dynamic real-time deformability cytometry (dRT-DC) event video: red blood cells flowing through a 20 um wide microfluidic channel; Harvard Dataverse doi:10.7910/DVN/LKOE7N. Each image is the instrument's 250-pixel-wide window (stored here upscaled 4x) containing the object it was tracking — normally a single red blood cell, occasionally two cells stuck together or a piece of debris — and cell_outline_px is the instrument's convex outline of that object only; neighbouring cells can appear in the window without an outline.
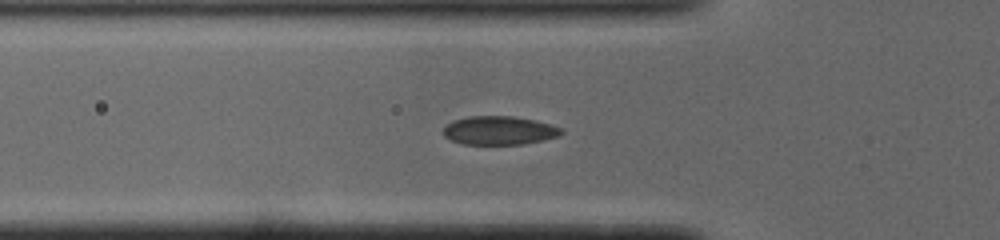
{"species": "common noctule bat (a hibernating species)", "species_latin": "Nyctalus noctula", "temperature_condition": "cold", "stored_images_in_passage": 46, "camera_frame_rate_fps": 3000, "um_per_image_px": 0.085, "animal": {"sex": "male", "body_mass_g": 19.0, "forearm_length_mm": 50.8}, "frame": {"image": 1, "passage_image": 16, "time_ms": 5.0, "image_size_px": [1000, 240], "cell_outline_px": [[564, 132], [560, 136], [544, 140], [524, 144], [464, 144], [452, 140], [444, 136], [440, 132], [448, 124], [456, 120], [468, 116], [512, 116], [532, 120], [564, 128]], "centroid_in_image_um": [42.45, 11.1], "position_along_channel_um": 83.3, "area_um2": 19.65}}
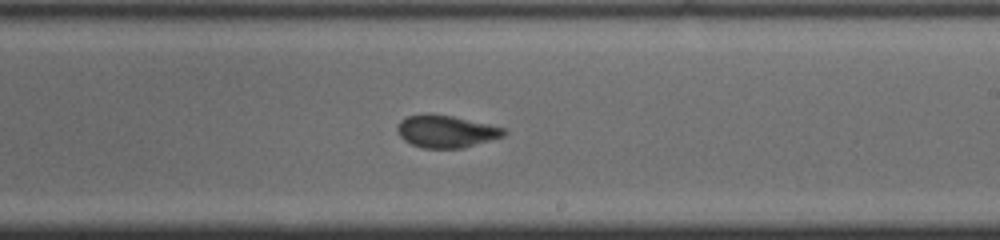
{"frame": {"image": 2, "passage_image": 29, "time_ms": 9.333, "image_size_px": [1000, 240], "cell_outline_px": [[508, 132], [504, 136], [460, 148], [424, 148], [412, 144], [404, 140], [400, 136], [396, 128], [400, 120], [408, 116], [452, 116], [504, 128]], "centroid_in_image_um": [37.92, 11.2], "position_along_channel_um": 251.1, "area_um2": 19.31}}
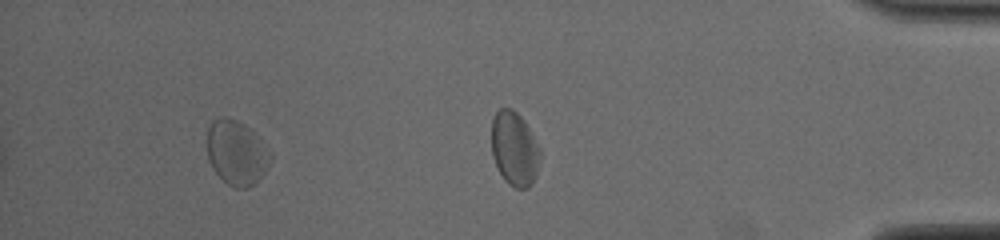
{"frame": {"image": 3, "passage_image": 42, "time_ms": 13.667, "image_size_px": [1000, 240], "cell_outline_px": [[272, 160], [260, 180], [256, 184], [248, 188], [236, 188], [228, 184], [212, 168], [208, 156], [208, 128], [212, 120], [220, 116], [228, 116], [244, 124], [272, 152]], "centroid_in_image_um": [20.13, 12.99], "position_along_channel_um": 415.1, "area_um2": 23.93}, "authors_computed_cell_mechanics": {"area_um2": 20.23, "velocity_mm_per_s": 3.8801, "shape_relaxation_time_tau1_ms": 4.0638, "shape_relaxation_time_tau2_ms": 1.0212, "deformation_change_tau1": 0.1033, "deformation_change_tau2": 0.0393}}